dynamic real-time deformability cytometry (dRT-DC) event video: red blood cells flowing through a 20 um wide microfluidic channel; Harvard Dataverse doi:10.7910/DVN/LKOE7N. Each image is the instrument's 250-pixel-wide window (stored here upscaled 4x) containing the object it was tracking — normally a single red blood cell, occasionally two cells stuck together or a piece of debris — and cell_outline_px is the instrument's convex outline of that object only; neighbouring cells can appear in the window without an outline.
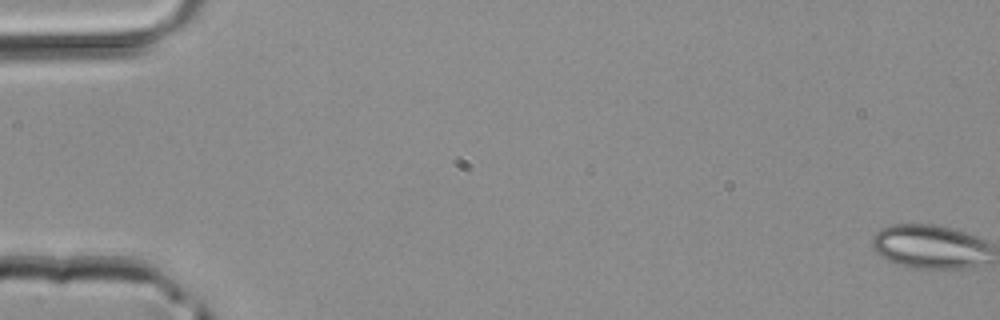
{"species": "common noctule bat (a hibernating species)", "species_latin": "Nyctalus noctula", "temperature_condition": "room temperature", "stored_images_in_passage": 46, "camera_frame_rate_fps": 3000, "um_per_image_px": 0.085, "animal": {"sex": "male", "body_mass_g": 20.4}, "frame": {"image": 1, "passage_image": 1, "time_ms": 0.0, "image_size_px": [1000, 320], "cell_outline_px": [[976, 240], [964, 260], [944, 264], [924, 264], [900, 260], [884, 252], [876, 244], [876, 240], [880, 232], [888, 228], [940, 228], [956, 232], [968, 236]], "centroid_in_image_um": [78.64, 20.83], "position_along_channel_um": 6.4, "area_um2": 20.63}}
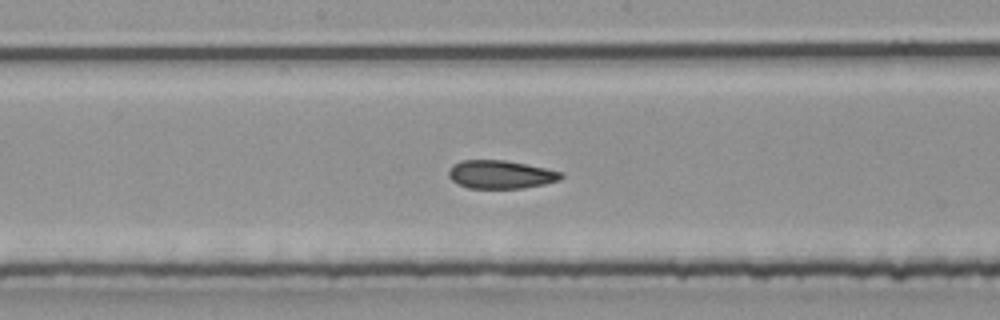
{"frame": {"image": 2, "passage_image": 25, "time_ms": 8.0, "image_size_px": [1000, 320], "cell_outline_px": [[560, 176], [556, 180], [540, 184], [516, 188], [472, 188], [460, 184], [448, 172], [456, 164], [464, 160], [496, 160], [524, 164], [560, 172]], "centroid_in_image_um": [42.52, 14.83], "position_along_channel_um": 205.7, "area_um2": 17.22}}
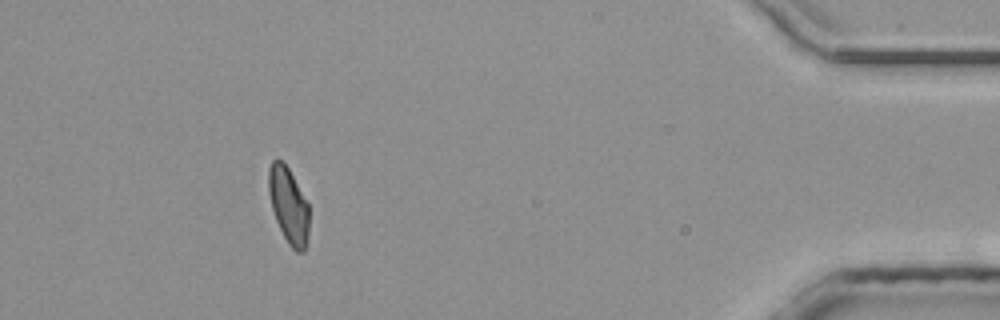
{"frame": {"image": 3, "passage_image": 42, "time_ms": 13.667, "image_size_px": [1000, 320], "cell_outline_px": [[308, 228], [304, 248], [300, 252], [292, 248], [284, 236], [280, 228], [272, 204], [268, 184], [268, 176], [272, 160], [280, 160], [288, 168], [308, 204]], "centroid_in_image_um": [24.53, 17.43], "position_along_channel_um": 410.7, "area_um2": 16.88}}